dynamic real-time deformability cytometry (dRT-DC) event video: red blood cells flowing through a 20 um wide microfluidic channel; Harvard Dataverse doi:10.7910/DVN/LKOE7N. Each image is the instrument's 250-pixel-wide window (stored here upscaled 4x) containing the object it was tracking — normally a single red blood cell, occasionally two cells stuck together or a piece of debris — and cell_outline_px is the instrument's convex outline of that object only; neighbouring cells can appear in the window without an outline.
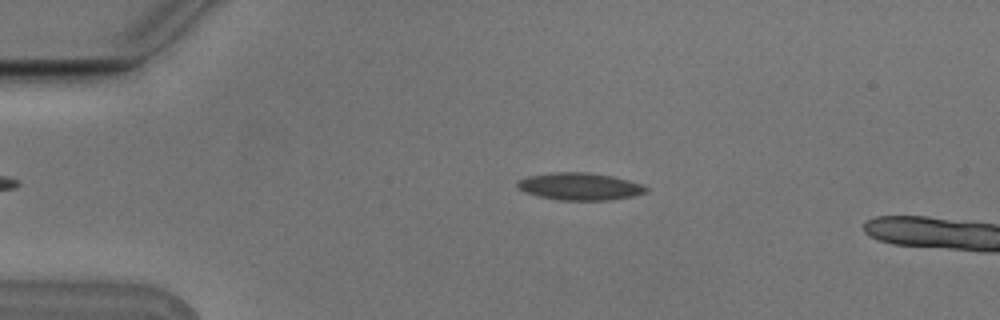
{"species": "Egyptian fruit bat (a non-hibernating species)", "species_latin": "Rousettus aegyptiacus", "temperature_condition": "cold", "stored_images_in_passage": 3, "camera_frame_rate_fps": 3000, "um_per_image_px": 0.085, "animal": {"sex": "male"}, "frame": {"image": 1, "passage_image": 2, "time_ms": 0.333, "image_size_px": [1000, 320], "cell_outline_px": [[648, 192], [632, 196], [608, 200], [560, 200], [540, 196], [524, 192], [516, 184], [520, 180], [528, 176], [552, 172], [588, 172], [612, 176], [628, 180], [640, 184], [648, 188]], "centroid_in_image_um": [49.29, 15.84], "position_along_channel_um": 35.7, "area_um2": 20.29}}